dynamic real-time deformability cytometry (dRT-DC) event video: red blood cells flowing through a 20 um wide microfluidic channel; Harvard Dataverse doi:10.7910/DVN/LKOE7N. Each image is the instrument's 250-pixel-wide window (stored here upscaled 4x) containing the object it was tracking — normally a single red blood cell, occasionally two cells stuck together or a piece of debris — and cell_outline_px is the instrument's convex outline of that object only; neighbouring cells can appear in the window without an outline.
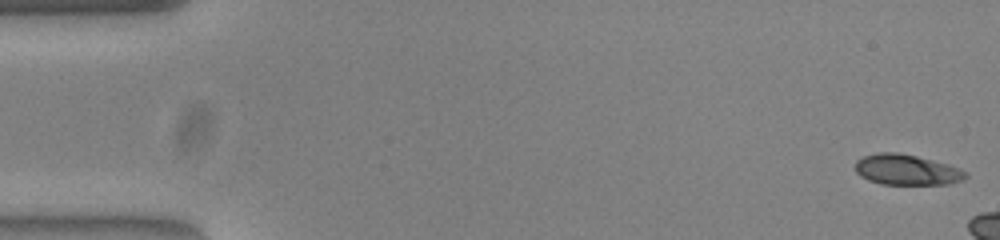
{"species": "common noctule bat (a hibernating species)", "species_latin": "Nyctalus noctula", "temperature_condition": "warm", "stored_images_in_passage": 8, "camera_frame_rate_fps": 3000, "um_per_image_px": 0.085, "animal": {"sex": "female", "body_mass_g": 23.0, "forearm_length_mm": 53.4}, "frame": {"image": 1, "passage_image": 1, "time_ms": 0.0, "image_size_px": [1000, 240], "cell_outline_px": [[968, 176], [964, 180], [948, 184], [880, 184], [868, 180], [860, 176], [856, 172], [856, 160], [864, 156], [880, 152], [896, 152], [916, 156], [948, 164], [960, 168], [968, 172]], "centroid_in_image_um": [77.09, 14.44], "position_along_channel_um": 7.9, "area_um2": 19.71}}